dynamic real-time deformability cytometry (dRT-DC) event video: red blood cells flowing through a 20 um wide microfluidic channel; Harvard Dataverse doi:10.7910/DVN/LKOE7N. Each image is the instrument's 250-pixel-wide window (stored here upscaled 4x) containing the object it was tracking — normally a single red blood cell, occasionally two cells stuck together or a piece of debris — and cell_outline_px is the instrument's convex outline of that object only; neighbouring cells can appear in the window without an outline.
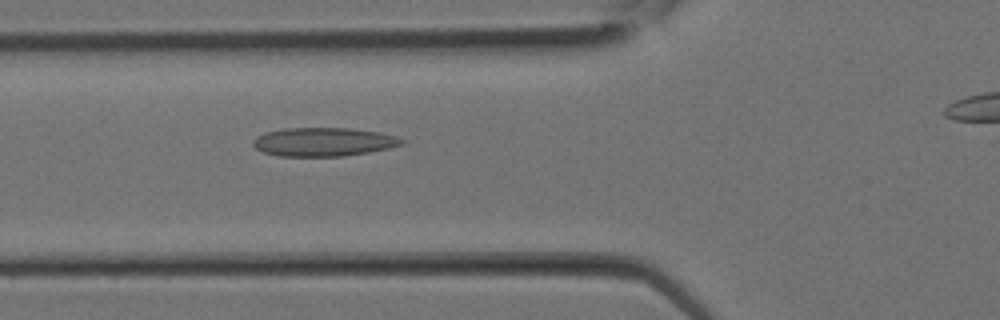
{"species": "Egyptian fruit bat (a non-hibernating species)", "species_latin": "Rousettus aegyptiacus", "temperature_condition": "room temperature", "stored_images_in_passage": 3, "camera_frame_rate_fps": 3000, "um_per_image_px": 0.085, "animal": {"sex": "female"}, "frame": {"image": 1, "passage_image": 2, "time_ms": 0.333, "image_size_px": [1000, 320], "cell_outline_px": [[404, 144], [388, 148], [368, 152], [344, 156], [280, 156], [264, 152], [256, 148], [252, 144], [252, 140], [256, 136], [264, 132], [284, 128], [348, 128], [380, 132], [396, 136], [404, 140]], "centroid_in_image_um": [27.48, 12.05], "position_along_channel_um": 98.3, "area_um2": 24.85}}